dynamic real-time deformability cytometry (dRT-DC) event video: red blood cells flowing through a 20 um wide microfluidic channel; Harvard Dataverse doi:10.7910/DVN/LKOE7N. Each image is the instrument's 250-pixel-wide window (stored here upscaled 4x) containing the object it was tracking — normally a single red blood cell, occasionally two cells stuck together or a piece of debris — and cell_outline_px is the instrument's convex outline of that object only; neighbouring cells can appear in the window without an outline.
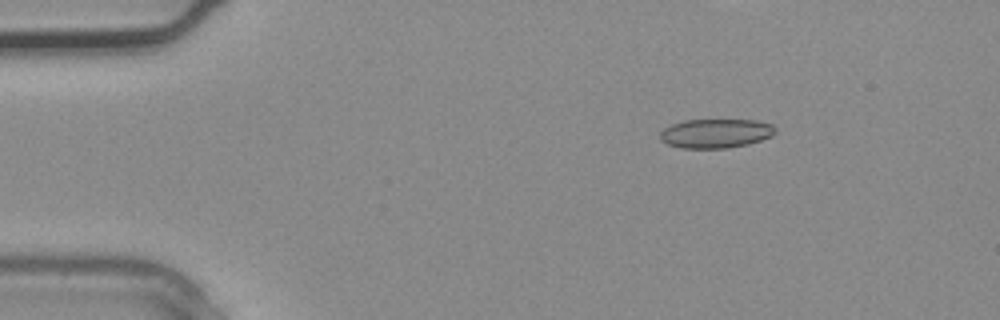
{"species": "common noctule bat (a hibernating species)", "species_latin": "Nyctalus noctula", "temperature_condition": "warm", "stored_images_in_passage": 4, "camera_frame_rate_fps": 3000, "um_per_image_px": 0.085, "animal": {"sex": "male", "body_mass_g": 20.4}, "frame": {"image": 1, "passage_image": 2, "time_ms": 0.333, "image_size_px": [1000, 320], "cell_outline_px": [[776, 132], [772, 136], [748, 144], [728, 148], [680, 148], [668, 144], [660, 140], [660, 132], [664, 128], [672, 124], [684, 120], [756, 120], [772, 124], [776, 128]], "centroid_in_image_um": [60.84, 11.34], "position_along_channel_um": 24.2, "area_um2": 19.65}}
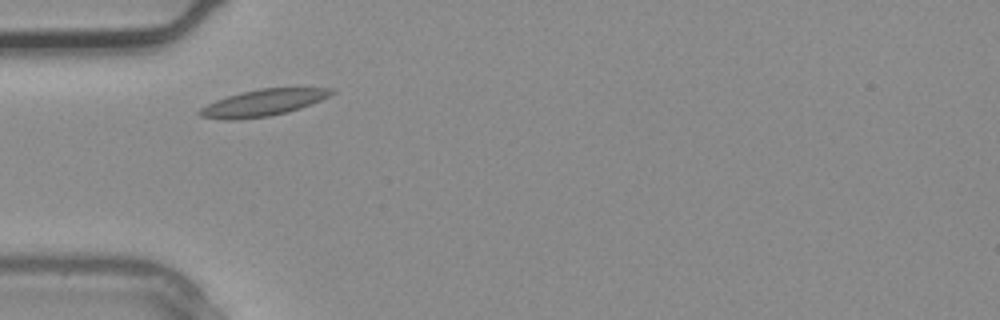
{"frame": {"image": 2, "passage_image": 4, "time_ms": 1.0, "image_size_px": [1000, 320], "cell_outline_px": [[336, 92], [320, 100], [300, 108], [268, 116], [236, 120], [224, 120], [200, 116], [196, 112], [200, 108], [216, 100], [240, 92], [260, 88], [336, 88]], "centroid_in_image_um": [22.33, 8.73], "position_along_channel_um": 62.7, "area_um2": 20.29}}